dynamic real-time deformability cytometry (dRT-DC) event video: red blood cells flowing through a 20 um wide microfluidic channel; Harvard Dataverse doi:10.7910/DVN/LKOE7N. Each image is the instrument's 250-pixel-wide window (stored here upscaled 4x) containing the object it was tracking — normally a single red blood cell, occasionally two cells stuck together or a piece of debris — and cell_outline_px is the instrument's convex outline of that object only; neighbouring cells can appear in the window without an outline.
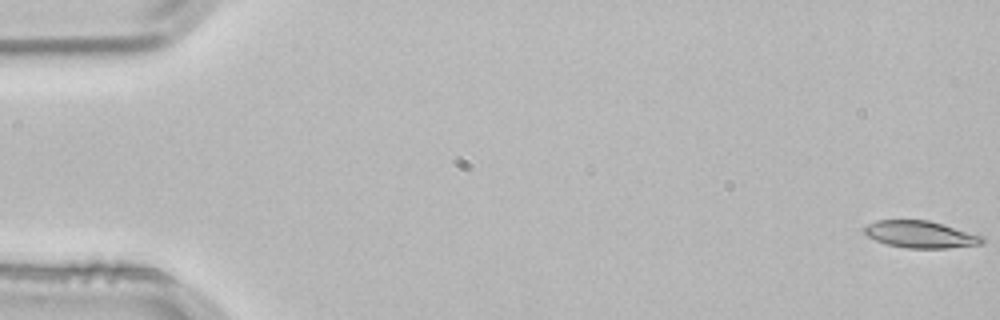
{"species": "common noctule bat (a hibernating species)", "species_latin": "Nyctalus noctula", "temperature_condition": "room temperature", "stored_images_in_passage": 4, "camera_frame_rate_fps": 3000, "um_per_image_px": 0.085, "animal": {"sex": "male", "body_mass_g": 21.5, "forearm_length_mm": 52.0}, "frame": {"image": 1, "passage_image": 1, "time_ms": 0.0, "image_size_px": [1000, 320], "cell_outline_px": [[984, 244], [948, 248], [908, 248], [888, 244], [876, 240], [868, 236], [864, 232], [864, 228], [868, 224], [876, 220], [928, 220], [984, 236]], "centroid_in_image_um": [78.27, 19.92], "position_along_channel_um": 6.7, "area_um2": 18.44}}
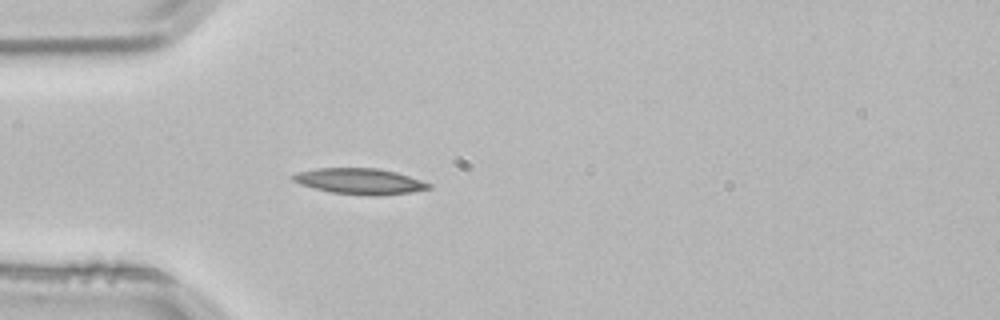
{"frame": {"image": 2, "passage_image": 4, "time_ms": 1.0, "image_size_px": [1000, 320], "cell_outline_px": [[432, 188], [408, 192], [376, 196], [372, 196], [332, 192], [300, 184], [292, 180], [292, 176], [296, 172], [316, 168], [380, 168], [396, 172], [432, 184]], "centroid_in_image_um": [30.57, 15.4], "position_along_channel_um": 54.4, "area_um2": 20.29}}